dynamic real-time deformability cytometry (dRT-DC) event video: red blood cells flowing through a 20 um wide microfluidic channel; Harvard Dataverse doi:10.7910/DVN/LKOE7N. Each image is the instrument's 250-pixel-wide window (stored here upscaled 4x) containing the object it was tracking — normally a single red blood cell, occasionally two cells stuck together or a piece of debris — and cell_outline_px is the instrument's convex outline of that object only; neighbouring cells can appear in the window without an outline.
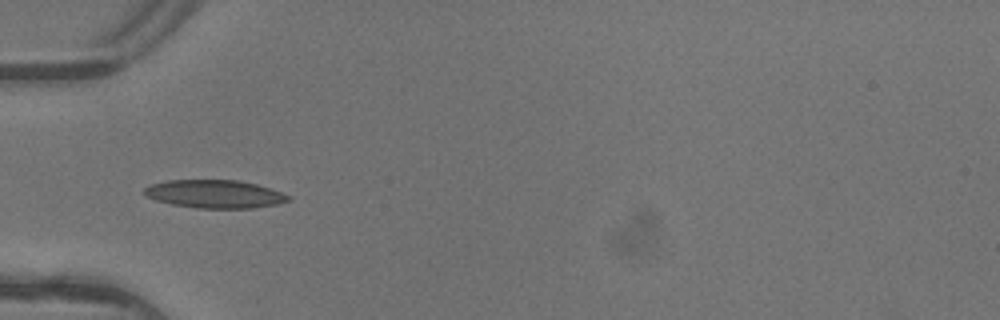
{"species": "common noctule bat (a hibernating species)", "species_latin": "Nyctalus noctula", "temperature_condition": "warm", "stored_images_in_passage": 5, "camera_frame_rate_fps": 3000, "um_per_image_px": 0.085, "animal": {"sex": "female"}, "frame": {"image": 1, "passage_image": 5, "time_ms": 1.333, "image_size_px": [1000, 320], "cell_outline_px": [[292, 200], [276, 204], [252, 208], [196, 208], [172, 204], [156, 200], [148, 196], [144, 192], [144, 188], [152, 184], [168, 180], [236, 180], [256, 184], [292, 196]], "centroid_in_image_um": [18.27, 16.49], "position_along_channel_um": 66.7, "area_um2": 23.41}}